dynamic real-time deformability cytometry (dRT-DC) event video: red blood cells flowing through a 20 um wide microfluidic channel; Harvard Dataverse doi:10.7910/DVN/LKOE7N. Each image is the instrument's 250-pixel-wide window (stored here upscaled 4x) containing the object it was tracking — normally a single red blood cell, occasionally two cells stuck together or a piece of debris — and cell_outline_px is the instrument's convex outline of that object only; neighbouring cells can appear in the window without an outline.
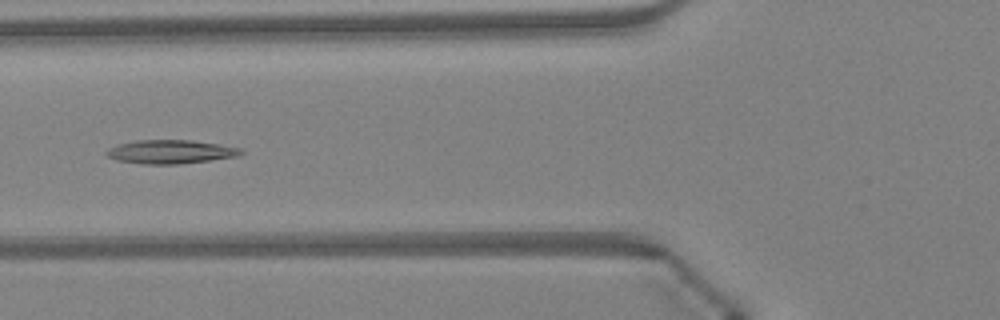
{"species": "Egyptian fruit bat (a non-hibernating species)", "species_latin": "Rousettus aegyptiacus", "temperature_condition": "warm", "stored_images_in_passage": 28, "camera_frame_rate_fps": 3000, "um_per_image_px": 0.085, "animal": {"sex": "female"}, "frame": {"image": 1, "passage_image": 9, "time_ms": 2.667, "image_size_px": [1000, 320], "cell_outline_px": [[244, 152], [240, 156], [180, 164], [140, 164], [116, 160], [108, 156], [104, 152], [108, 148], [116, 144], [136, 140], [192, 140], [240, 148]], "centroid_in_image_um": [14.45, 12.9], "position_along_channel_um": 111.3, "area_um2": 18.67}}
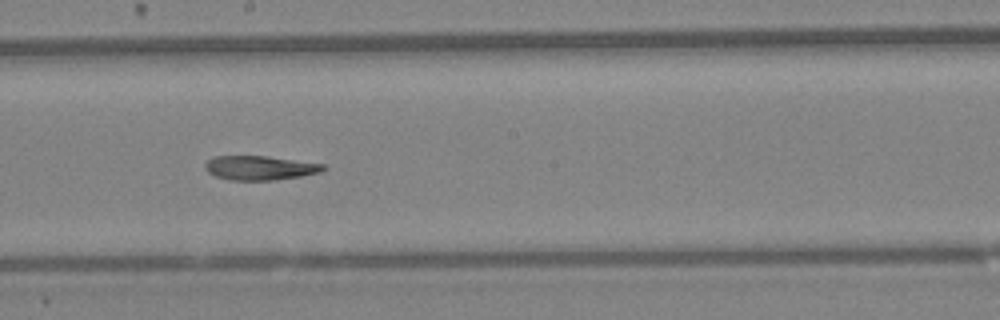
{"frame": {"image": 2, "passage_image": 17, "time_ms": 5.333, "image_size_px": [1000, 320], "cell_outline_px": [[328, 168], [320, 172], [300, 176], [276, 180], [228, 180], [216, 176], [208, 172], [204, 168], [204, 164], [212, 156], [268, 156], [324, 164]], "centroid_in_image_um": [22.08, 14.26], "position_along_channel_um": 226.1, "area_um2": 16.76}}
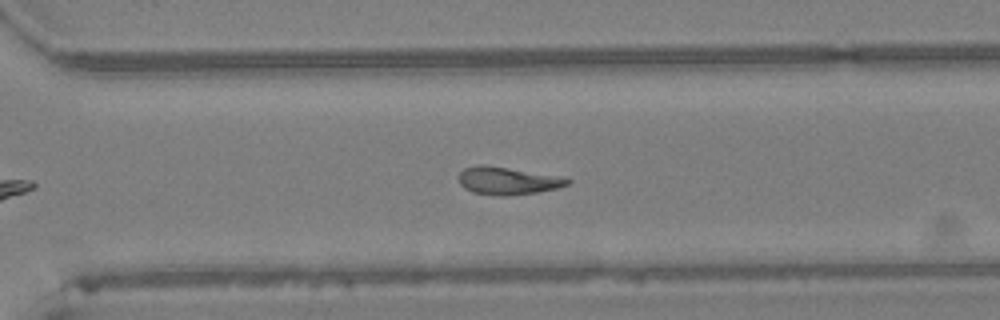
{"frame": {"image": 3, "passage_image": 24, "time_ms": 7.667, "image_size_px": [1000, 320], "cell_outline_px": [[572, 180], [568, 184], [556, 188], [536, 192], [504, 196], [472, 192], [464, 188], [460, 184], [460, 172], [464, 168], [484, 164], [560, 176]], "centroid_in_image_um": [43.14, 15.36], "position_along_channel_um": 327.5, "area_um2": 17.22}, "authors_computed_cell_mechanics": {"area_um2": 17.3111, "velocity_mm_per_s": 4.3286, "shape_relaxation_time_tau1_ms": null, "shape_relaxation_time_tau2_ms": 7.2486, "deformation_change_tau1": null, "deformation_change_tau2": 0.1961}}